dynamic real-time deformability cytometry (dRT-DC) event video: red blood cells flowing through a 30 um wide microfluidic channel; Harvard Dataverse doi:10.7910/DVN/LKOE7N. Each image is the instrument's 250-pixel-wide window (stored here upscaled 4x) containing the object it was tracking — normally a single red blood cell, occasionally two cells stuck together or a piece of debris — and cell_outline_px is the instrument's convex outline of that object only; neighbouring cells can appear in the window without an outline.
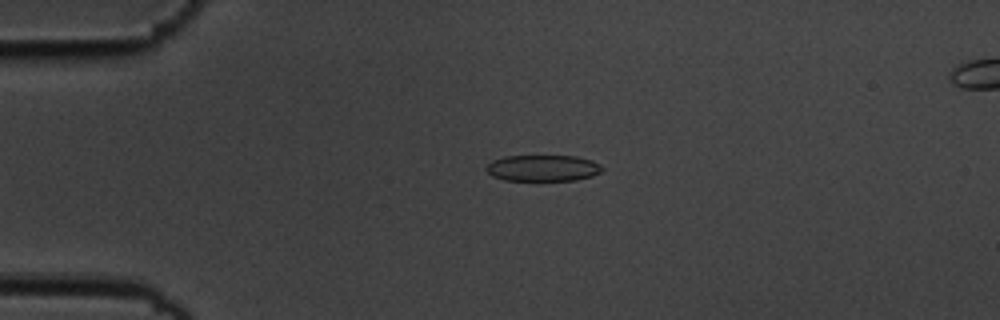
{"species": "common noctule bat (a hibernating species)", "species_latin": "Nyctalus noctula", "temperature_condition": "cold", "stored_images_in_passage": 3, "camera_frame_rate_fps": 3000, "um_per_image_px": 0.085, "animal": {"sex": "male", "body_mass_g": 19.5, "forearm_length_mm": 54.6}, "frame": {"image": 1, "passage_image": 1, "time_ms": 0.0, "image_size_px": [1000, 320], "cell_outline_px": [[604, 168], [600, 172], [592, 176], [576, 180], [536, 184], [504, 180], [492, 176], [484, 168], [492, 160], [504, 156], [576, 156], [592, 160], [600, 164]], "centroid_in_image_um": [46.12, 14.34], "position_along_channel_um": 38.9, "area_um2": 18.84}}
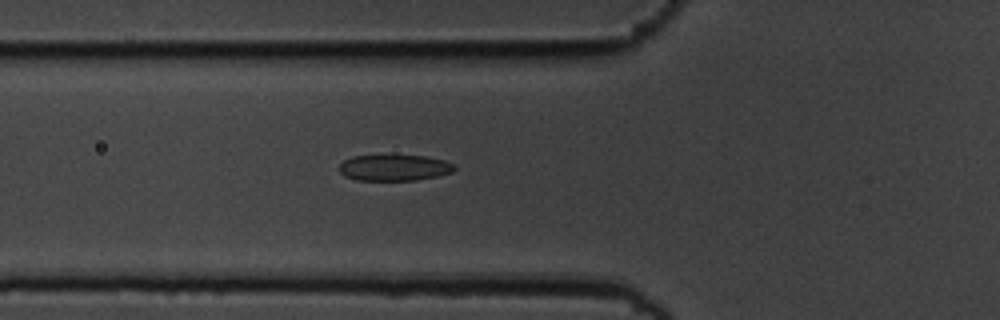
{"frame": {"image": 2, "passage_image": 3, "time_ms": 0.667, "image_size_px": [1000, 320], "cell_outline_px": [[456, 168], [452, 172], [436, 176], [416, 180], [356, 180], [344, 176], [340, 172], [340, 164], [344, 160], [352, 156], [424, 156], [444, 160], [456, 164]], "centroid_in_image_um": [33.52, 14.26], "position_along_channel_um": 92.3, "area_um2": 17.4}}